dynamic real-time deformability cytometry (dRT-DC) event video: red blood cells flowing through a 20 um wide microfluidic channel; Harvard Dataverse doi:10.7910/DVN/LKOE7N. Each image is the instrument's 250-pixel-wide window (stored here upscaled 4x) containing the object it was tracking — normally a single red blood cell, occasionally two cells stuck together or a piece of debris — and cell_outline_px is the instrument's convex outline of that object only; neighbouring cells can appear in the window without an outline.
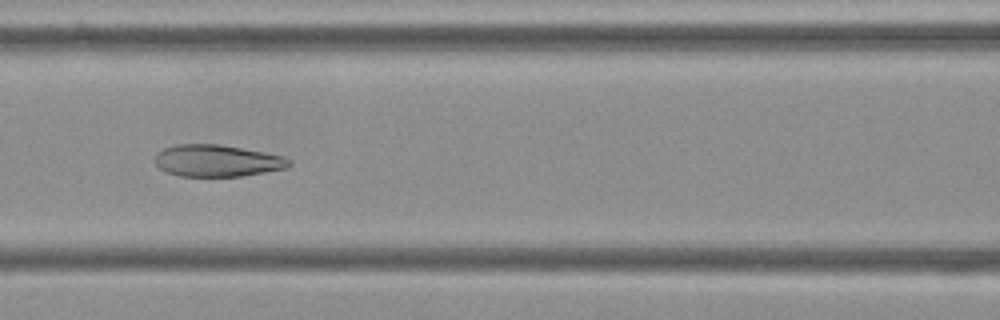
{"species": "Egyptian fruit bat (a non-hibernating species)", "species_latin": "Rousettus aegyptiacus", "temperature_condition": "cold", "stored_images_in_passage": 36, "camera_frame_rate_fps": 3000, "um_per_image_px": 0.085, "frame": {"image": 1, "passage_image": 9, "time_ms": 2.667, "image_size_px": [1000, 320], "cell_outline_px": [[292, 164], [288, 168], [240, 176], [180, 176], [164, 172], [156, 164], [156, 152], [164, 148], [176, 144], [220, 144], [284, 156], [292, 160]], "centroid_in_image_um": [18.46, 13.66], "position_along_channel_um": 148.1, "area_um2": 24.97}}
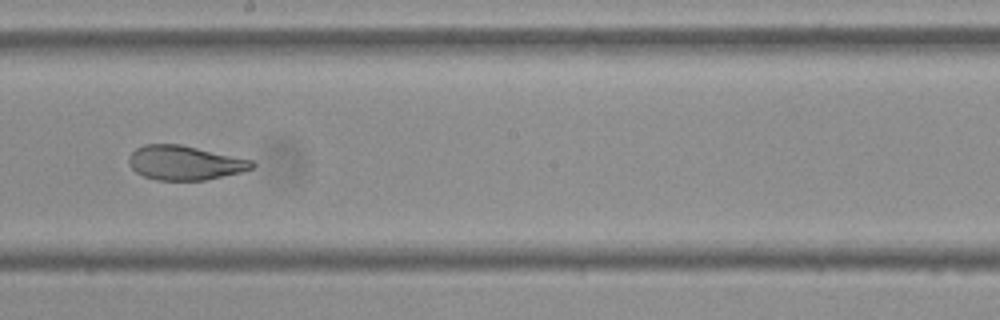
{"frame": {"image": 2, "passage_image": 16, "time_ms": 5.0, "image_size_px": [1000, 320], "cell_outline_px": [[256, 164], [252, 168], [240, 172], [204, 180], [156, 180], [144, 176], [136, 172], [128, 164], [128, 156], [136, 148], [144, 144], [180, 144], [252, 160]], "centroid_in_image_um": [15.66, 13.83], "position_along_channel_um": 232.5, "area_um2": 24.51}}
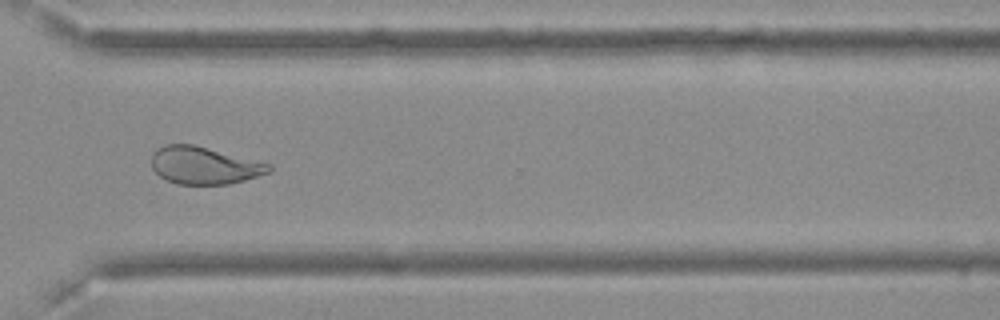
{"frame": {"image": 3, "passage_image": 26, "time_ms": 8.333, "image_size_px": [1000, 320], "cell_outline_px": [[272, 172], [244, 180], [228, 184], [176, 184], [160, 176], [152, 168], [152, 152], [156, 148], [164, 144], [192, 144], [272, 164]], "centroid_in_image_um": [17.36, 14.06], "position_along_channel_um": 353.2, "area_um2": 25.61}, "authors_computed_cell_mechanics": {"area_um2": 25.6921, "velocity_mm_per_s": 3.6218, "shape_relaxation_time_tau1_ms": 8.4199, "shape_relaxation_time_tau2_ms": 1.3384, "deformation_change_tau1": 0.1925, "deformation_change_tau2": 0.0771}}